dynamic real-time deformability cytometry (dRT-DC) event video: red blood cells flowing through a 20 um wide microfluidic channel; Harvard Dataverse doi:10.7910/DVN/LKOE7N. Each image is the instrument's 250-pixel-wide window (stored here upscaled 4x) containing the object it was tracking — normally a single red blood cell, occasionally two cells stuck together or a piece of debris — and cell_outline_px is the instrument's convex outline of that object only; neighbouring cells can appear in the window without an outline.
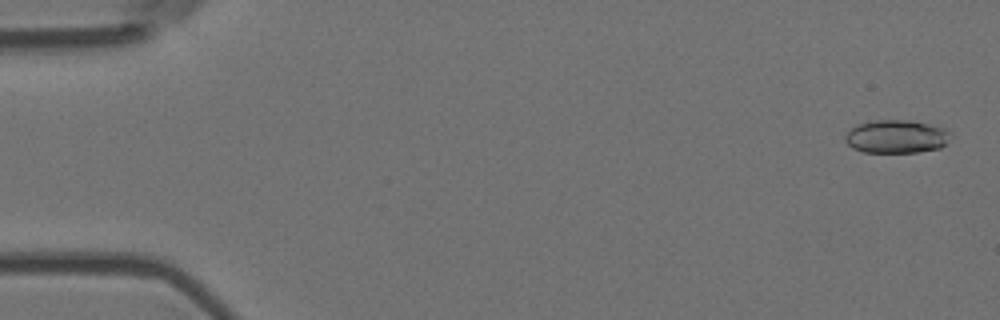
{"species": "Egyptian fruit bat (a non-hibernating species)", "species_latin": "Rousettus aegyptiacus", "temperature_condition": "room temperature", "stored_images_in_passage": 55, "camera_frame_rate_fps": 3000, "um_per_image_px": 0.085, "animal": {"sex": "female"}, "frame": {"image": 1, "passage_image": 2, "time_ms": 0.333, "image_size_px": [1000, 320], "cell_outline_px": [[948, 132], [944, 144], [940, 148], [916, 152], [864, 152], [852, 148], [844, 140], [844, 136], [856, 124], [872, 120], [908, 120], [948, 128]], "centroid_in_image_um": [76.13, 11.6], "position_along_channel_um": 8.9, "area_um2": 20.23}}
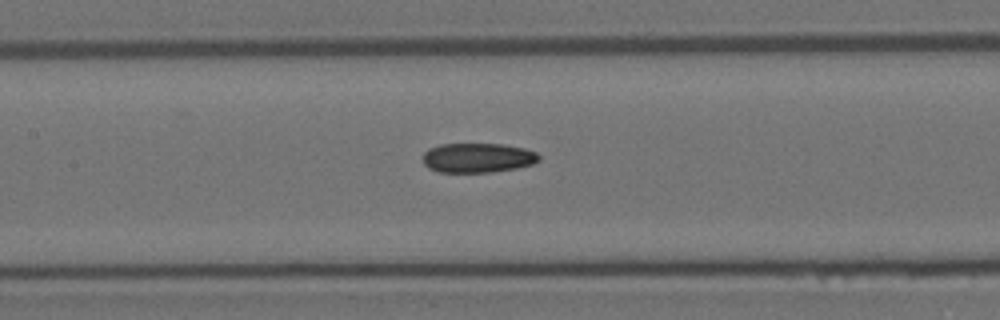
{"frame": {"image": 2, "passage_image": 26, "time_ms": 8.333, "image_size_px": [1000, 320], "cell_outline_px": [[540, 160], [532, 164], [516, 168], [492, 172], [436, 172], [428, 168], [424, 164], [424, 152], [428, 148], [440, 144], [504, 144], [524, 148], [536, 152], [540, 156]], "centroid_in_image_um": [40.6, 13.41], "position_along_channel_um": 166.8, "area_um2": 20.11}}
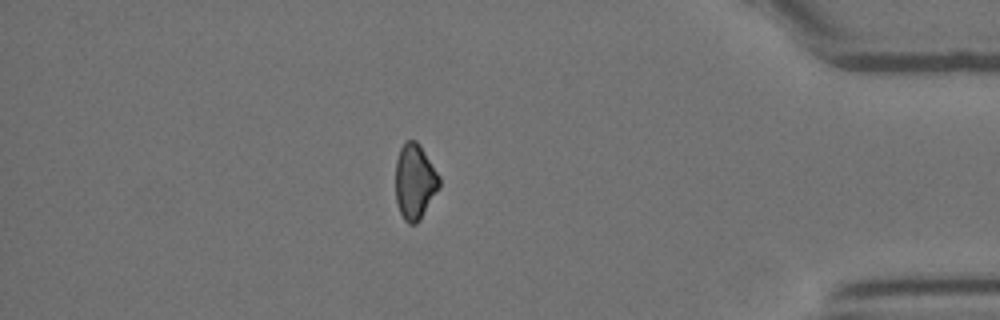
{"frame": {"image": 3, "passage_image": 48, "time_ms": 15.667, "image_size_px": [1000, 320], "cell_outline_px": [[440, 188], [420, 220], [416, 224], [408, 224], [404, 220], [400, 212], [396, 200], [396, 160], [400, 148], [404, 140], [416, 140], [420, 144], [440, 176]], "centroid_in_image_um": [35.27, 15.43], "position_along_channel_um": 399.9, "area_um2": 19.48}, "authors_computed_cell_mechanics": {"area_um2": 20.1722, "velocity_mm_per_s": 3.6918, "shape_relaxation_time_tau1_ms": null, "shape_relaxation_time_tau2_ms": 7.3954, "deformation_change_tau1": null, "deformation_change_tau2": 0.1416}}